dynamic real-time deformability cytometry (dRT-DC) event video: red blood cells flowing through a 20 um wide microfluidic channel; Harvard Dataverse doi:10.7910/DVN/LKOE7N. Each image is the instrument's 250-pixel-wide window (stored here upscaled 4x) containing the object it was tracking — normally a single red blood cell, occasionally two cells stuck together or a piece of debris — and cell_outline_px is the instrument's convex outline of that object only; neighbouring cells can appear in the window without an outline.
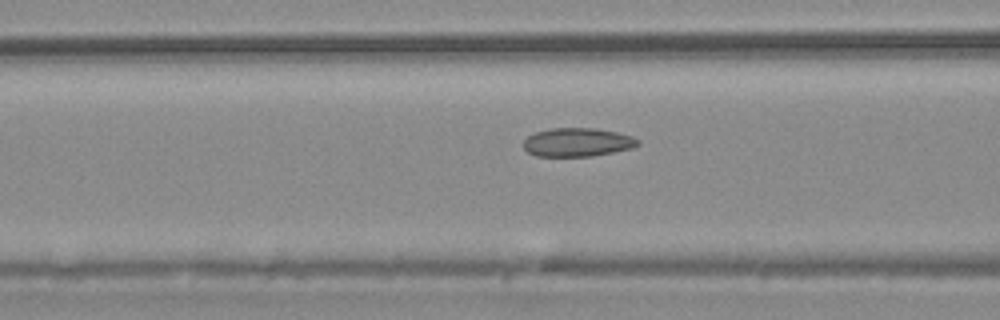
{"species": "common noctule bat (a hibernating species)", "species_latin": "Nyctalus noctula", "temperature_condition": "warm", "stored_images_in_passage": 53, "camera_frame_rate_fps": 3000, "um_per_image_px": 0.085, "animal": {"sex": "male", "body_mass_g": 20.4}, "frame": {"image": 1, "passage_image": 22, "time_ms": 7.0, "image_size_px": [1000, 320], "cell_outline_px": [[640, 144], [632, 148], [592, 156], [536, 156], [528, 152], [524, 148], [524, 140], [528, 136], [536, 132], [552, 128], [596, 128], [616, 132], [632, 136], [640, 140]], "centroid_in_image_um": [49.09, 12.09], "position_along_channel_um": 117.5, "area_um2": 19.02}}
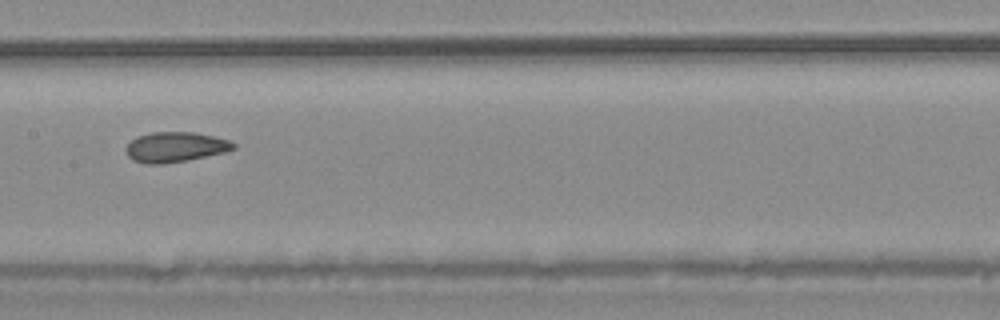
{"frame": {"image": 2, "passage_image": 28, "time_ms": 9.0, "image_size_px": [1000, 320], "cell_outline_px": [[236, 148], [224, 152], [188, 160], [164, 164], [144, 164], [132, 160], [128, 156], [124, 148], [132, 140], [140, 136], [152, 132], [192, 132], [212, 136], [228, 140], [236, 144]], "centroid_in_image_um": [14.87, 12.51], "position_along_channel_um": 192.5, "area_um2": 18.79}}
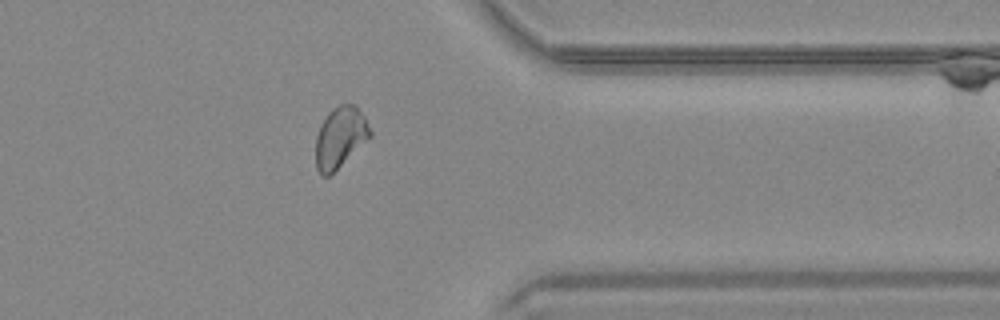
{"frame": {"image": 3, "passage_image": 44, "time_ms": 14.333, "image_size_px": [1000, 320], "cell_outline_px": [[372, 136], [328, 176], [320, 176], [316, 168], [316, 136], [320, 124], [328, 112], [332, 108], [340, 104], [356, 104], [364, 116], [372, 132]], "centroid_in_image_um": [28.9, 11.65], "position_along_channel_um": 382.5, "area_um2": 19.31}}